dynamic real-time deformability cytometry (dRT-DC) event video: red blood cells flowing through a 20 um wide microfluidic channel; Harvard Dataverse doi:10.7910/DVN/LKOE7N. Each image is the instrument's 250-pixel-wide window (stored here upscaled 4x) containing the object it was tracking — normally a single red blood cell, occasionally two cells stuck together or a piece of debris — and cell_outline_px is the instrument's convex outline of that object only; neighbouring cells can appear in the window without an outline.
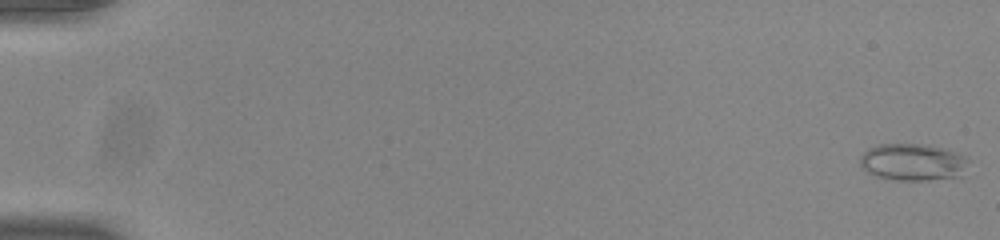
{"species": "common noctule bat (a hibernating species)", "species_latin": "Nyctalus noctula", "temperature_condition": "room temperature", "stored_images_in_passage": 11, "camera_frame_rate_fps": 3000, "um_per_image_px": 0.085, "animal": {"sex": "male", "body_mass_g": 20.0, "forearm_length_mm": 53.3}, "frame": {"image": 1, "passage_image": 1, "time_ms": 0.0, "image_size_px": [1000, 240], "cell_outline_px": [[968, 160], [960, 176], [928, 180], [896, 180], [876, 176], [868, 172], [860, 164], [860, 156], [868, 148], [880, 144], [924, 144], [944, 148], [956, 152], [964, 156]], "centroid_in_image_um": [77.56, 13.77], "position_along_channel_um": 7.4, "area_um2": 23.18}}